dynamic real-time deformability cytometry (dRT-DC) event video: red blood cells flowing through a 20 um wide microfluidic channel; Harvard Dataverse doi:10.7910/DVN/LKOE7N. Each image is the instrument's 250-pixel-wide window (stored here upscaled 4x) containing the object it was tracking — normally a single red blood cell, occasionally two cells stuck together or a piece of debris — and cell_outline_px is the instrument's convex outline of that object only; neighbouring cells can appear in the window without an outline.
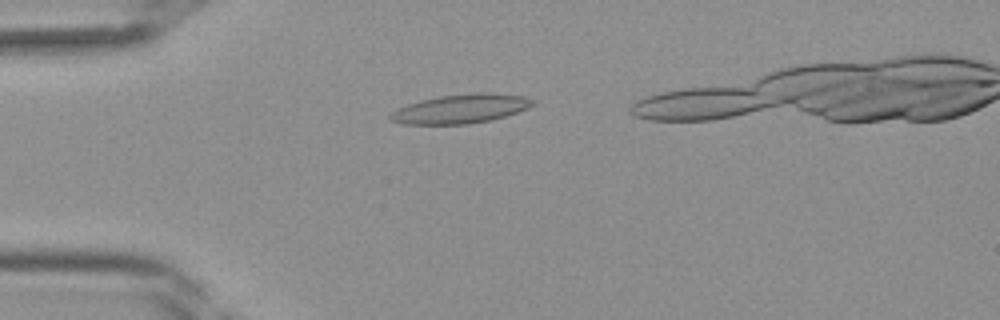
{"species": "Egyptian fruit bat (a non-hibernating species)", "species_latin": "Rousettus aegyptiacus", "temperature_condition": "room temperature", "stored_images_in_passage": 33, "camera_frame_rate_fps": 3000, "um_per_image_px": 0.085, "frame": {"image": 1, "passage_image": 10, "time_ms": 3.0, "image_size_px": [1000, 320], "cell_outline_px": [[536, 104], [528, 108], [492, 120], [468, 124], [404, 124], [392, 120], [388, 116], [396, 108], [420, 100], [440, 96], [476, 92], [488, 92], [520, 96], [536, 100]], "centroid_in_image_um": [39.17, 9.24], "position_along_channel_um": 45.8, "area_um2": 24.1}}
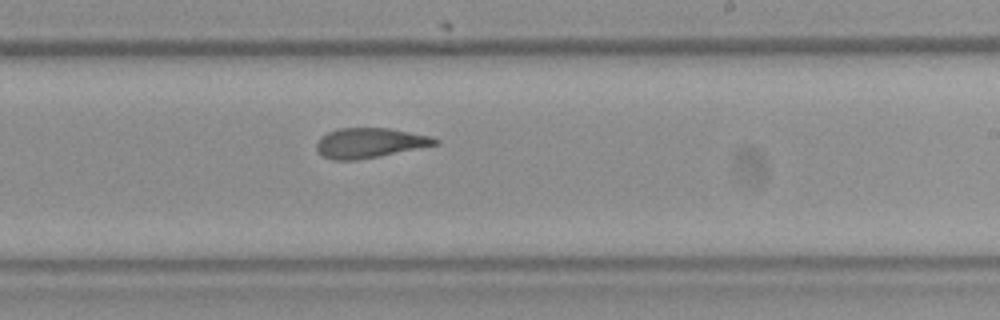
{"frame": {"image": 2, "passage_image": 24, "time_ms": 7.667, "image_size_px": [1000, 320], "cell_outline_px": [[440, 144], [380, 156], [356, 160], [332, 160], [320, 156], [316, 148], [316, 144], [320, 136], [336, 128], [388, 128], [432, 136], [440, 140]], "centroid_in_image_um": [31.41, 12.15], "position_along_channel_um": 257.6, "area_um2": 20.92}}
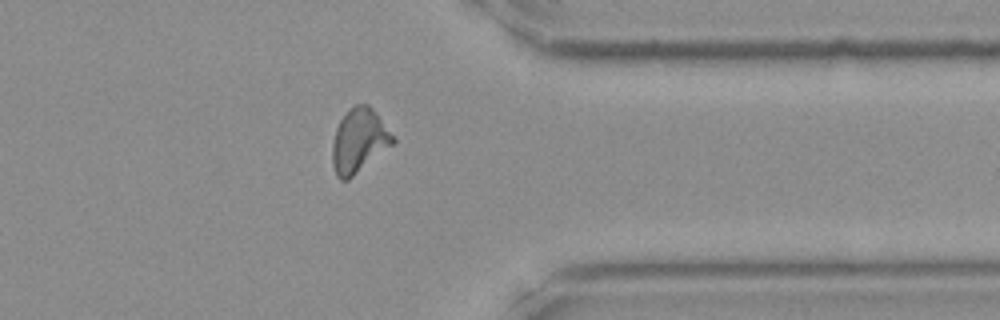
{"frame": {"image": 3, "passage_image": 32, "time_ms": 10.333, "image_size_px": [1000, 320], "cell_outline_px": [[396, 140], [392, 144], [348, 180], [340, 180], [336, 176], [332, 164], [332, 144], [336, 128], [340, 120], [356, 104], [368, 104], [376, 112]], "centroid_in_image_um": [30.49, 11.97], "position_along_channel_um": 380.9, "area_um2": 22.14}}